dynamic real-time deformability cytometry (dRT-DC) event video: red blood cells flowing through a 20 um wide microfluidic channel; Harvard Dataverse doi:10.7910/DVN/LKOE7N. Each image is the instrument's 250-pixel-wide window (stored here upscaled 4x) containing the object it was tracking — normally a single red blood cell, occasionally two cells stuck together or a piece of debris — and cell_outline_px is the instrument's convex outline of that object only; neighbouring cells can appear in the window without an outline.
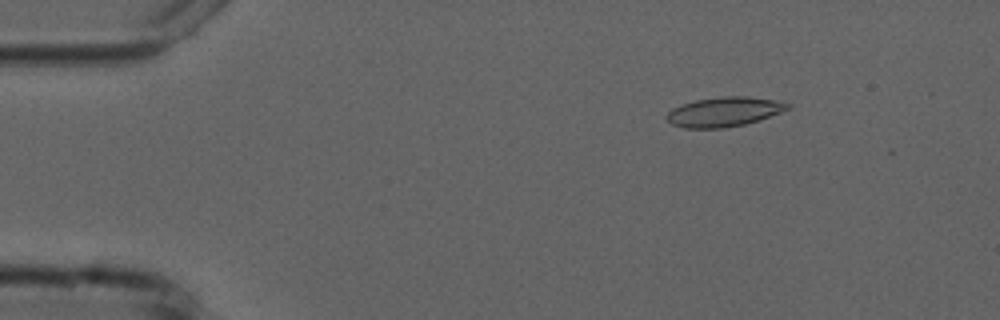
{"species": "common noctule bat (a hibernating species)", "species_latin": "Nyctalus noctula", "temperature_condition": "cold", "stored_images_in_passage": 54, "camera_frame_rate_fps": 3000, "um_per_image_px": 0.085, "animal": {"sex": "male", "forearm_length_mm": 52.5}, "frame": {"image": 1, "passage_image": 8, "time_ms": 2.333, "image_size_px": [1000, 320], "cell_outline_px": [[792, 108], [760, 120], [744, 124], [724, 128], [684, 128], [672, 124], [664, 116], [672, 108], [680, 104], [696, 100], [720, 96], [748, 96], [772, 100], [792, 104]], "centroid_in_image_um": [61.54, 9.5], "position_along_channel_um": 23.5, "area_um2": 20.98}}
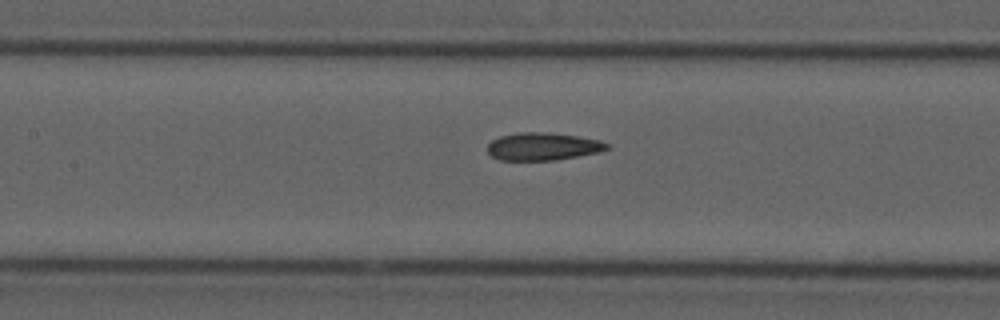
{"frame": {"image": 2, "passage_image": 25, "time_ms": 8.0, "image_size_px": [1000, 320], "cell_outline_px": [[608, 148], [600, 152], [556, 160], [500, 160], [492, 156], [488, 152], [488, 144], [492, 140], [500, 136], [520, 132], [548, 132], [576, 136], [600, 140], [608, 144]], "centroid_in_image_um": [46.14, 12.45], "position_along_channel_um": 161.3, "area_um2": 19.19}}
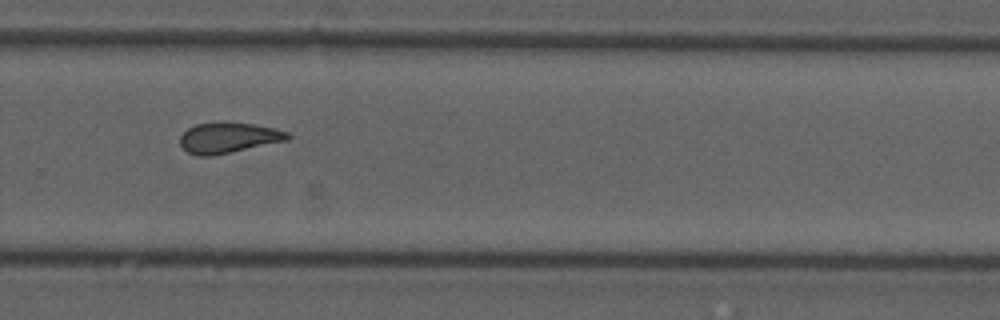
{"frame": {"image": 3, "passage_image": 37, "time_ms": 12.0, "image_size_px": [1000, 320], "cell_outline_px": [[292, 136], [288, 140], [212, 156], [196, 156], [188, 152], [180, 144], [180, 136], [188, 128], [196, 124], [252, 124], [272, 128], [288, 132]], "centroid_in_image_um": [19.41, 11.74], "position_along_channel_um": 310.4, "area_um2": 18.55}, "authors_computed_cell_mechanics": {"area_um2": 19.7965, "velocity_mm_per_s": 3.7523, "shape_relaxation_time_tau1_ms": 5.7382, "shape_relaxation_time_tau2_ms": 2.8322, "deformation_change_tau1": 0.1639, "deformation_change_tau2": 0.1085}}